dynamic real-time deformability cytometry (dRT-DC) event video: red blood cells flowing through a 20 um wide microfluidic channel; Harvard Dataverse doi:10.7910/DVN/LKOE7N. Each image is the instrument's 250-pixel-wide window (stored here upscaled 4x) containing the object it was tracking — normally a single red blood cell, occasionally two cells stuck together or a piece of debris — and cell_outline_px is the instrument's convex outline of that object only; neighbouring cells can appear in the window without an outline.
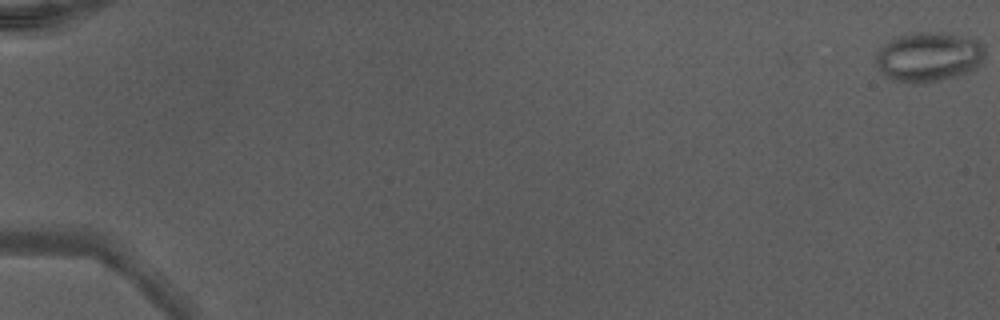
{"species": "Egyptian fruit bat (a non-hibernating species)", "species_latin": "Rousettus aegyptiacus", "temperature_condition": "warm", "stored_images_in_passage": 42, "camera_frame_rate_fps": 3000, "um_per_image_px": 0.085, "animal": {"sex": "male"}, "frame": {"image": 1, "passage_image": 1, "time_ms": 0.0, "image_size_px": [1000, 320], "cell_outline_px": [[984, 60], [980, 64], [964, 72], [952, 76], [920, 84], [908, 84], [896, 80], [880, 72], [876, 64], [876, 56], [880, 48], [892, 40], [900, 36], [912, 32], [948, 32], [976, 40], [984, 44]], "centroid_in_image_um": [78.93, 4.82], "position_along_channel_um": 6.1, "area_um2": 31.21}}